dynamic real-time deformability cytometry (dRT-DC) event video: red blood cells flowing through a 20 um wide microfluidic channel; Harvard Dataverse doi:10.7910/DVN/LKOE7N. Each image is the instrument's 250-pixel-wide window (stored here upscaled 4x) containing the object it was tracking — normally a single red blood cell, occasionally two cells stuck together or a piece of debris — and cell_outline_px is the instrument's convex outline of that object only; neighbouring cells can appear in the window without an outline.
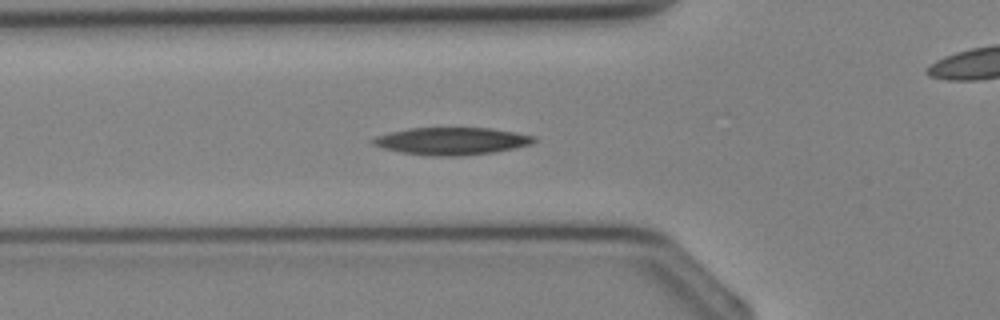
{"species": "Egyptian fruit bat (a non-hibernating species)", "species_latin": "Rousettus aegyptiacus", "temperature_condition": "cold", "stored_images_in_passage": 23, "camera_frame_rate_fps": 3000, "um_per_image_px": 0.085, "animal": {"sex": "female"}, "frame": {"image": 1, "passage_image": 3, "time_ms": 0.667, "image_size_px": [1000, 320], "cell_outline_px": [[536, 140], [532, 144], [492, 152], [460, 156], [432, 156], [400, 152], [384, 148], [372, 144], [372, 140], [376, 136], [408, 128], [492, 128], [516, 132], [536, 136]], "centroid_in_image_um": [38.41, 11.99], "position_along_channel_um": 87.4, "area_um2": 25.55}}
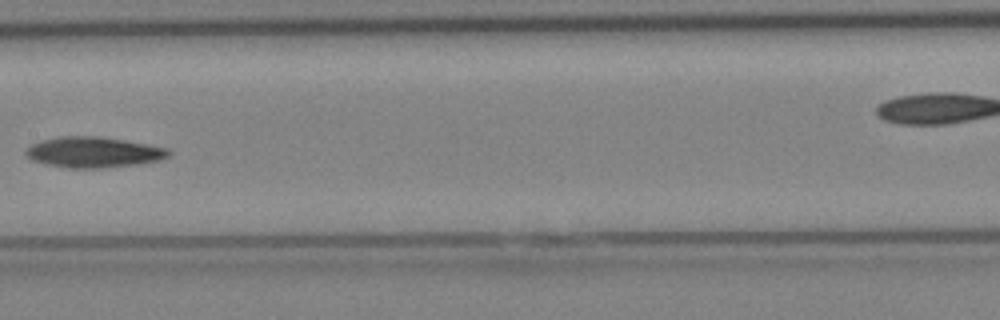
{"frame": {"image": 2, "passage_image": 9, "time_ms": 2.667, "image_size_px": [1000, 320], "cell_outline_px": [[172, 152], [168, 156], [160, 160], [136, 164], [100, 168], [68, 168], [48, 164], [32, 160], [24, 152], [32, 144], [44, 140], [60, 136], [100, 136], [148, 144], [168, 148]], "centroid_in_image_um": [7.98, 12.93], "position_along_channel_um": 199.4, "area_um2": 25.32}}
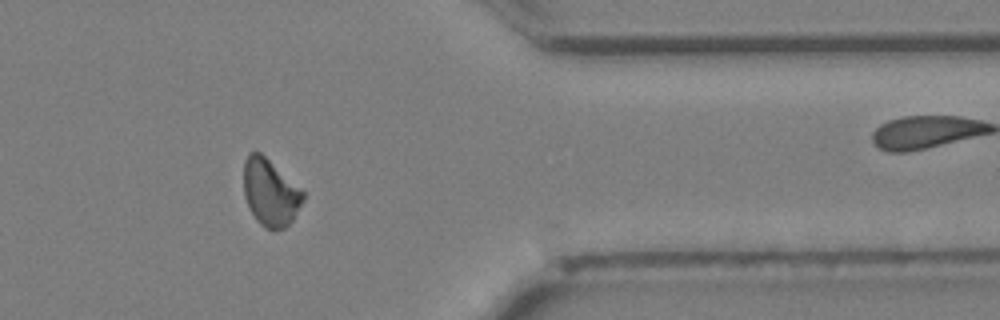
{"frame": {"image": 3, "passage_image": 20, "time_ms": 6.333, "image_size_px": [1000, 320], "cell_outline_px": [[304, 200], [292, 220], [284, 228], [264, 228], [256, 220], [244, 196], [244, 160], [248, 152], [260, 152], [300, 188], [304, 192]], "centroid_in_image_um": [22.96, 16.35], "position_along_channel_um": 388.4, "area_um2": 22.77}}